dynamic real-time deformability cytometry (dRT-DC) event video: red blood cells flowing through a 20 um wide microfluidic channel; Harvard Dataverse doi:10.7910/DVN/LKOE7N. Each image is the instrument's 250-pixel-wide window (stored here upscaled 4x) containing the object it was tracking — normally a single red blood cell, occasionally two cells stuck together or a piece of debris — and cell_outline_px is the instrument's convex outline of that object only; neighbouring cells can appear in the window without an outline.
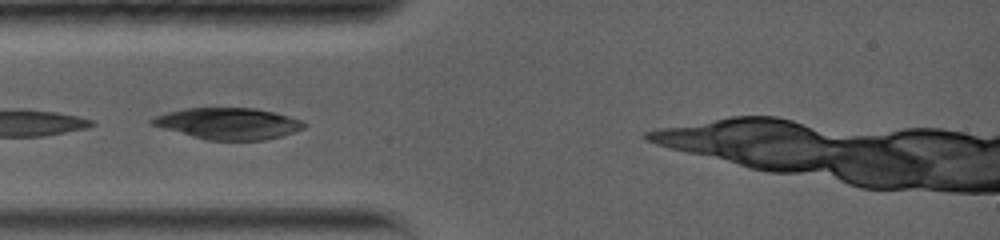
{"species": "common noctule bat (a hibernating species)", "species_latin": "Nyctalus noctula", "temperature_condition": "warm", "stored_images_in_passage": 9, "camera_frame_rate_fps": 5000, "um_per_image_px": 0.085, "animal": {"sex": "female", "body_mass_g": 19.0, "forearm_length_mm": 56.7}, "frame": {"image": 1, "passage_image": 2, "time_ms": 0.4, "image_size_px": [1000, 240], "cell_outline_px": [[308, 124], [304, 128], [280, 136], [264, 140], [208, 140], [192, 136], [164, 128], [152, 124], [148, 120], [156, 116], [168, 112], [184, 108], [256, 108], [304, 120]], "centroid_in_image_um": [19.44, 10.49], "position_along_channel_um": 65.6, "area_um2": 27.57}}